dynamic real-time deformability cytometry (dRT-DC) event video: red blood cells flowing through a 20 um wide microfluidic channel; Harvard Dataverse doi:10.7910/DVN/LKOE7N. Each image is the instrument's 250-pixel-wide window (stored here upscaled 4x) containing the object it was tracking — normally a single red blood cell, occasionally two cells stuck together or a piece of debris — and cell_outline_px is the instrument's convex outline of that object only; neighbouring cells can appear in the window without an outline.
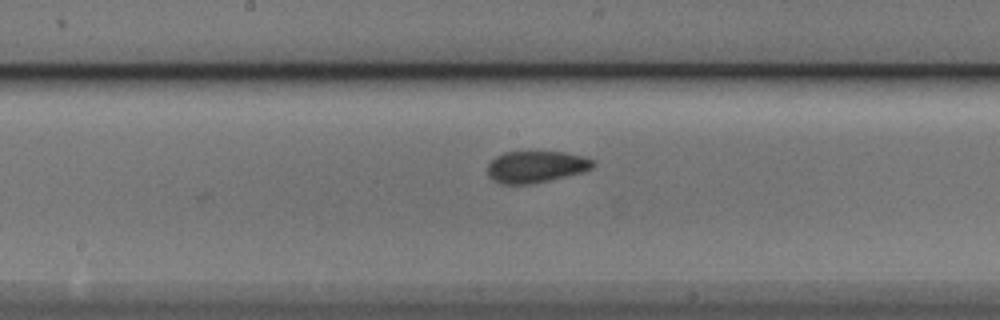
{"species": "Egyptian fruit bat (a non-hibernating species)", "species_latin": "Rousettus aegyptiacus", "temperature_condition": "cold", "stored_images_in_passage": 17, "camera_frame_rate_fps": 3000, "um_per_image_px": 0.085, "animal": {"sex": "male"}, "frame": {"image": 1, "passage_image": 17, "time_ms": 5.333, "image_size_px": [1000, 320], "cell_outline_px": [[596, 164], [592, 168], [580, 172], [532, 184], [500, 184], [488, 176], [488, 164], [496, 156], [504, 152], [564, 152], [584, 156], [592, 160]], "centroid_in_image_um": [45.53, 14.17], "position_along_channel_um": 202.7, "area_um2": 19.31}}